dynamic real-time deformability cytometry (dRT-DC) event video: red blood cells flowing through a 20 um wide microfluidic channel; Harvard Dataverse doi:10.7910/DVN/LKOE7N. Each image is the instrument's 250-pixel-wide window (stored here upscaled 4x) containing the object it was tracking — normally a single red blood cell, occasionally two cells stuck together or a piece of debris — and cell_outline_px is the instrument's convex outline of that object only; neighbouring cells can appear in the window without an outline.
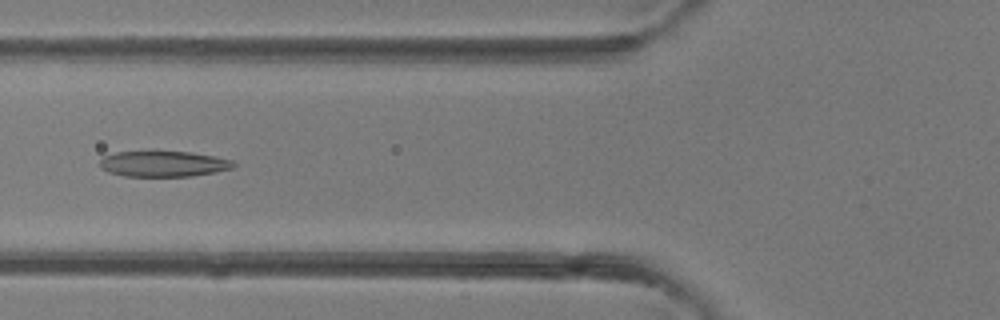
{"species": "common noctule bat (a hibernating species)", "species_latin": "Nyctalus noctula", "temperature_condition": "room temperature", "stored_images_in_passage": 41, "camera_frame_rate_fps": 3000, "um_per_image_px": 0.085, "animal": {"sex": "female"}, "frame": {"image": 1, "passage_image": 16, "time_ms": 5.0, "image_size_px": [1000, 320], "cell_outline_px": [[236, 164], [232, 168], [216, 172], [192, 176], [124, 176], [108, 172], [100, 168], [100, 160], [104, 156], [116, 152], [192, 152], [232, 160]], "centroid_in_image_um": [13.88, 13.93], "position_along_channel_um": 111.9, "area_um2": 19.88}}
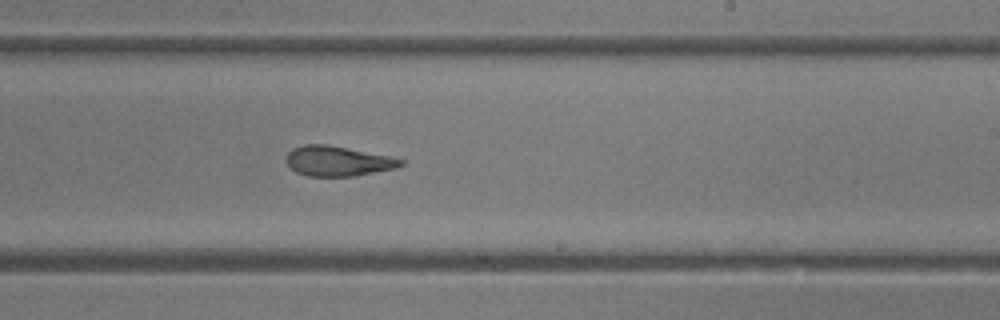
{"frame": {"image": 2, "passage_image": 25, "time_ms": 8.0, "image_size_px": [1000, 320], "cell_outline_px": [[404, 164], [396, 168], [352, 176], [308, 176], [296, 172], [284, 160], [288, 152], [292, 148], [304, 144], [328, 144], [388, 156], [404, 160]], "centroid_in_image_um": [28.67, 13.68], "position_along_channel_um": 260.3, "area_um2": 19.94}}
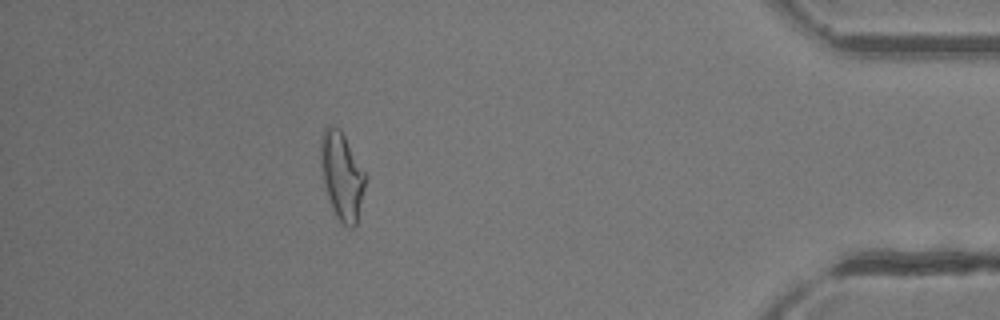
{"frame": {"image": 3, "passage_image": 37, "time_ms": 12.0, "image_size_px": [1000, 320], "cell_outline_px": [[368, 176], [356, 224], [352, 228], [348, 228], [336, 216], [332, 208], [324, 188], [320, 156], [320, 140], [324, 128], [328, 124], [332, 124], [340, 128]], "centroid_in_image_um": [29.06, 14.91], "position_along_channel_um": 406.1, "area_um2": 23.12}}